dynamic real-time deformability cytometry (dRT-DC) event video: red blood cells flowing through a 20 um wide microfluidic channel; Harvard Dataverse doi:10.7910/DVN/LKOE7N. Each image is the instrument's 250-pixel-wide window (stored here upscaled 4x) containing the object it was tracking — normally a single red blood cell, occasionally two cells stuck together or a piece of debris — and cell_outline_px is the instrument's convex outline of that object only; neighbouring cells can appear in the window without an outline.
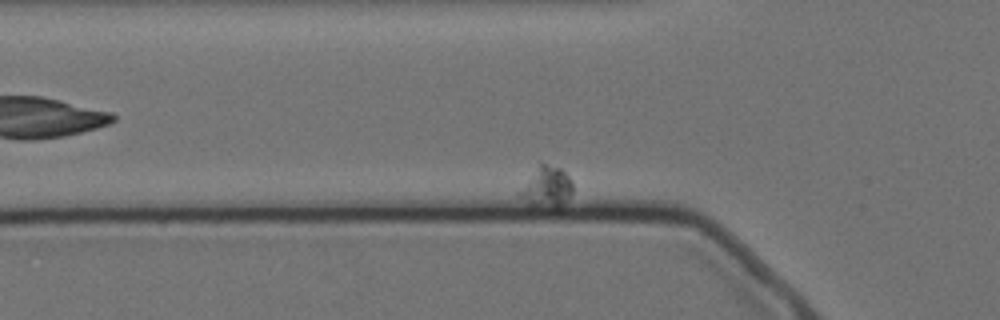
{"species": "Egyptian fruit bat (a non-hibernating species)", "species_latin": "Rousettus aegyptiacus", "temperature_condition": "cold", "stored_images_in_passage": 72, "segment_of_instrument_passage": [2, 2], "camera_frame_rate_fps": 3000, "um_per_image_px": 0.085, "animal": {"sex": "female"}, "frame": {"image": 1, "passage_image": 15, "time_ms": 4.667, "image_size_px": [1000, 320], "cell_outline_px": [[572, 192], [560, 212], [552, 212], [532, 204], [520, 196], [516, 192], [540, 160], [560, 168], [572, 180]], "centroid_in_image_um": [46.48, 15.93], "position_along_channel_um": 79.3, "area_um2": 13.47}}
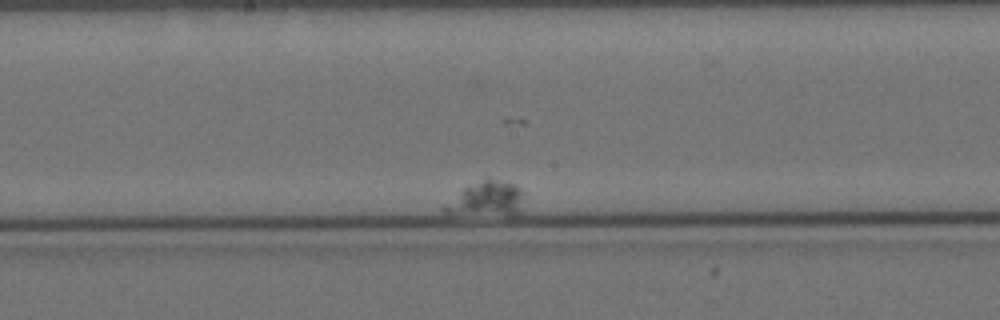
{"frame": {"image": 2, "passage_image": 43, "time_ms": 14.0, "image_size_px": [1000, 320], "cell_outline_px": [[524, 192], [520, 212], [516, 216], [440, 212], [440, 208], [444, 204], [464, 188], [484, 180], [496, 180], [512, 184], [520, 188]], "centroid_in_image_um": [41.38, 16.96], "position_along_channel_um": 206.8, "area_um2": 15.78}}
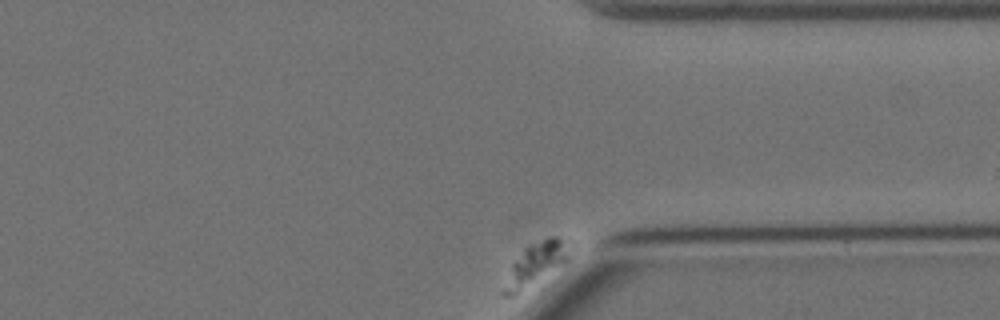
{"frame": {"image": 3, "passage_image": 72, "time_ms": 23.667, "image_size_px": [1000, 320], "cell_outline_px": [[576, 252], [564, 264], [512, 296], [504, 296], [500, 292], [500, 288], [512, 264], [524, 248], [528, 244], [548, 236], [556, 236], [572, 240], [576, 248]], "centroid_in_image_um": [45.65, 22.35], "position_along_channel_um": 365.8, "area_um2": 17.05}}